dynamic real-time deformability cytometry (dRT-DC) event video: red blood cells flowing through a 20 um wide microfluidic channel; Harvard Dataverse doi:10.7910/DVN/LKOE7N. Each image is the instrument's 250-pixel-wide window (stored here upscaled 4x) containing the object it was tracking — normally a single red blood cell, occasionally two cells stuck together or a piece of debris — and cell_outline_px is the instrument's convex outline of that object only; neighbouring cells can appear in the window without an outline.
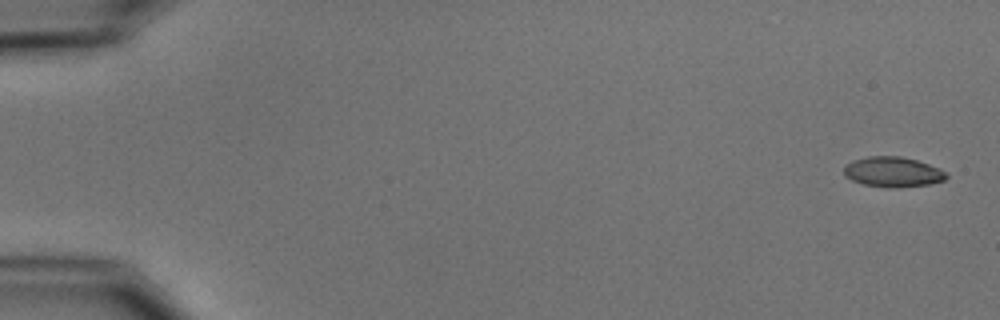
{"species": "common noctule bat (a hibernating species)", "species_latin": "Nyctalus noctula", "temperature_condition": "cold", "stored_images_in_passage": 3, "camera_frame_rate_fps": 3000, "um_per_image_px": 0.085, "animal": {"sex": "male", "body_mass_g": 15.6}, "frame": {"image": 1, "passage_image": 1, "time_ms": 0.0, "image_size_px": [1000, 320], "cell_outline_px": [[948, 176], [944, 180], [928, 184], [896, 188], [892, 188], [864, 184], [852, 180], [844, 176], [844, 168], [852, 160], [868, 156], [900, 156], [916, 160], [940, 168], [948, 172]], "centroid_in_image_um": [75.91, 14.61], "position_along_channel_um": 9.1, "area_um2": 17.98}}